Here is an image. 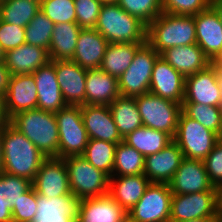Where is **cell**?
Segmentation results:
<instances>
[{"label": "cell", "instance_id": "23", "mask_svg": "<svg viewBox=\"0 0 222 222\" xmlns=\"http://www.w3.org/2000/svg\"><path fill=\"white\" fill-rule=\"evenodd\" d=\"M108 44L95 28H82L71 61L87 70L99 69Z\"/></svg>", "mask_w": 222, "mask_h": 222}, {"label": "cell", "instance_id": "9", "mask_svg": "<svg viewBox=\"0 0 222 222\" xmlns=\"http://www.w3.org/2000/svg\"><path fill=\"white\" fill-rule=\"evenodd\" d=\"M159 57L160 54L145 42L137 50L130 66L118 78L120 95L135 98L149 93L152 70Z\"/></svg>", "mask_w": 222, "mask_h": 222}, {"label": "cell", "instance_id": "22", "mask_svg": "<svg viewBox=\"0 0 222 222\" xmlns=\"http://www.w3.org/2000/svg\"><path fill=\"white\" fill-rule=\"evenodd\" d=\"M32 74L37 86L38 109L56 113L67 105L57 82L54 60L41 66Z\"/></svg>", "mask_w": 222, "mask_h": 222}, {"label": "cell", "instance_id": "13", "mask_svg": "<svg viewBox=\"0 0 222 222\" xmlns=\"http://www.w3.org/2000/svg\"><path fill=\"white\" fill-rule=\"evenodd\" d=\"M168 184L172 194L218 191L210 183L202 160L184 158Z\"/></svg>", "mask_w": 222, "mask_h": 222}, {"label": "cell", "instance_id": "34", "mask_svg": "<svg viewBox=\"0 0 222 222\" xmlns=\"http://www.w3.org/2000/svg\"><path fill=\"white\" fill-rule=\"evenodd\" d=\"M145 157L134 147L119 142L115 149L112 176H130L144 173Z\"/></svg>", "mask_w": 222, "mask_h": 222}, {"label": "cell", "instance_id": "40", "mask_svg": "<svg viewBox=\"0 0 222 222\" xmlns=\"http://www.w3.org/2000/svg\"><path fill=\"white\" fill-rule=\"evenodd\" d=\"M32 187V181L3 172L0 174V197L11 203V209L20 196Z\"/></svg>", "mask_w": 222, "mask_h": 222}, {"label": "cell", "instance_id": "53", "mask_svg": "<svg viewBox=\"0 0 222 222\" xmlns=\"http://www.w3.org/2000/svg\"><path fill=\"white\" fill-rule=\"evenodd\" d=\"M218 218H198V219H192L188 221H181V222H215Z\"/></svg>", "mask_w": 222, "mask_h": 222}, {"label": "cell", "instance_id": "11", "mask_svg": "<svg viewBox=\"0 0 222 222\" xmlns=\"http://www.w3.org/2000/svg\"><path fill=\"white\" fill-rule=\"evenodd\" d=\"M218 218V191L173 194L170 222Z\"/></svg>", "mask_w": 222, "mask_h": 222}, {"label": "cell", "instance_id": "58", "mask_svg": "<svg viewBox=\"0 0 222 222\" xmlns=\"http://www.w3.org/2000/svg\"><path fill=\"white\" fill-rule=\"evenodd\" d=\"M218 1H220V0H207V2H208L210 5H212L213 3L218 2Z\"/></svg>", "mask_w": 222, "mask_h": 222}, {"label": "cell", "instance_id": "48", "mask_svg": "<svg viewBox=\"0 0 222 222\" xmlns=\"http://www.w3.org/2000/svg\"><path fill=\"white\" fill-rule=\"evenodd\" d=\"M9 123V119L6 115L3 99L0 98V130L3 129Z\"/></svg>", "mask_w": 222, "mask_h": 222}, {"label": "cell", "instance_id": "10", "mask_svg": "<svg viewBox=\"0 0 222 222\" xmlns=\"http://www.w3.org/2000/svg\"><path fill=\"white\" fill-rule=\"evenodd\" d=\"M173 194L167 183H150L139 201L127 212L133 222H170Z\"/></svg>", "mask_w": 222, "mask_h": 222}, {"label": "cell", "instance_id": "17", "mask_svg": "<svg viewBox=\"0 0 222 222\" xmlns=\"http://www.w3.org/2000/svg\"><path fill=\"white\" fill-rule=\"evenodd\" d=\"M37 100V86L33 74L11 75L7 93L3 98L9 120L19 112L36 109Z\"/></svg>", "mask_w": 222, "mask_h": 222}, {"label": "cell", "instance_id": "35", "mask_svg": "<svg viewBox=\"0 0 222 222\" xmlns=\"http://www.w3.org/2000/svg\"><path fill=\"white\" fill-rule=\"evenodd\" d=\"M116 146L117 144L112 142L98 139H89L82 156L92 166L100 169L109 177H111L114 167Z\"/></svg>", "mask_w": 222, "mask_h": 222}, {"label": "cell", "instance_id": "51", "mask_svg": "<svg viewBox=\"0 0 222 222\" xmlns=\"http://www.w3.org/2000/svg\"><path fill=\"white\" fill-rule=\"evenodd\" d=\"M3 173V129L0 130V174Z\"/></svg>", "mask_w": 222, "mask_h": 222}, {"label": "cell", "instance_id": "43", "mask_svg": "<svg viewBox=\"0 0 222 222\" xmlns=\"http://www.w3.org/2000/svg\"><path fill=\"white\" fill-rule=\"evenodd\" d=\"M162 10L165 13L176 15H196L210 7L207 0H161Z\"/></svg>", "mask_w": 222, "mask_h": 222}, {"label": "cell", "instance_id": "57", "mask_svg": "<svg viewBox=\"0 0 222 222\" xmlns=\"http://www.w3.org/2000/svg\"><path fill=\"white\" fill-rule=\"evenodd\" d=\"M121 222H133V221L127 216Z\"/></svg>", "mask_w": 222, "mask_h": 222}, {"label": "cell", "instance_id": "31", "mask_svg": "<svg viewBox=\"0 0 222 222\" xmlns=\"http://www.w3.org/2000/svg\"><path fill=\"white\" fill-rule=\"evenodd\" d=\"M108 106L122 138L143 126L141 115L134 97L120 95Z\"/></svg>", "mask_w": 222, "mask_h": 222}, {"label": "cell", "instance_id": "30", "mask_svg": "<svg viewBox=\"0 0 222 222\" xmlns=\"http://www.w3.org/2000/svg\"><path fill=\"white\" fill-rule=\"evenodd\" d=\"M144 43H109L100 69L119 78L132 63L137 50Z\"/></svg>", "mask_w": 222, "mask_h": 222}, {"label": "cell", "instance_id": "1", "mask_svg": "<svg viewBox=\"0 0 222 222\" xmlns=\"http://www.w3.org/2000/svg\"><path fill=\"white\" fill-rule=\"evenodd\" d=\"M46 159L10 122L3 128V172L33 181Z\"/></svg>", "mask_w": 222, "mask_h": 222}, {"label": "cell", "instance_id": "55", "mask_svg": "<svg viewBox=\"0 0 222 222\" xmlns=\"http://www.w3.org/2000/svg\"><path fill=\"white\" fill-rule=\"evenodd\" d=\"M102 4H116L118 0H99Z\"/></svg>", "mask_w": 222, "mask_h": 222}, {"label": "cell", "instance_id": "27", "mask_svg": "<svg viewBox=\"0 0 222 222\" xmlns=\"http://www.w3.org/2000/svg\"><path fill=\"white\" fill-rule=\"evenodd\" d=\"M150 180L144 174L109 177V195L126 212L143 196Z\"/></svg>", "mask_w": 222, "mask_h": 222}, {"label": "cell", "instance_id": "44", "mask_svg": "<svg viewBox=\"0 0 222 222\" xmlns=\"http://www.w3.org/2000/svg\"><path fill=\"white\" fill-rule=\"evenodd\" d=\"M210 183L222 187V138L214 145L213 150L203 160Z\"/></svg>", "mask_w": 222, "mask_h": 222}, {"label": "cell", "instance_id": "41", "mask_svg": "<svg viewBox=\"0 0 222 222\" xmlns=\"http://www.w3.org/2000/svg\"><path fill=\"white\" fill-rule=\"evenodd\" d=\"M76 23L84 29L95 28L101 6L99 0H74Z\"/></svg>", "mask_w": 222, "mask_h": 222}, {"label": "cell", "instance_id": "42", "mask_svg": "<svg viewBox=\"0 0 222 222\" xmlns=\"http://www.w3.org/2000/svg\"><path fill=\"white\" fill-rule=\"evenodd\" d=\"M13 222H32L37 213L36 191L31 187L12 207Z\"/></svg>", "mask_w": 222, "mask_h": 222}, {"label": "cell", "instance_id": "33", "mask_svg": "<svg viewBox=\"0 0 222 222\" xmlns=\"http://www.w3.org/2000/svg\"><path fill=\"white\" fill-rule=\"evenodd\" d=\"M40 11V2L34 0H1L0 20L19 27H26Z\"/></svg>", "mask_w": 222, "mask_h": 222}, {"label": "cell", "instance_id": "36", "mask_svg": "<svg viewBox=\"0 0 222 222\" xmlns=\"http://www.w3.org/2000/svg\"><path fill=\"white\" fill-rule=\"evenodd\" d=\"M182 111L190 118L198 121L205 128L215 132L222 138L221 107L203 105L200 103H183Z\"/></svg>", "mask_w": 222, "mask_h": 222}, {"label": "cell", "instance_id": "5", "mask_svg": "<svg viewBox=\"0 0 222 222\" xmlns=\"http://www.w3.org/2000/svg\"><path fill=\"white\" fill-rule=\"evenodd\" d=\"M71 193L78 199L109 193V176L92 166L82 155L64 158Z\"/></svg>", "mask_w": 222, "mask_h": 222}, {"label": "cell", "instance_id": "29", "mask_svg": "<svg viewBox=\"0 0 222 222\" xmlns=\"http://www.w3.org/2000/svg\"><path fill=\"white\" fill-rule=\"evenodd\" d=\"M81 29L77 23L55 24L48 50L50 60H71Z\"/></svg>", "mask_w": 222, "mask_h": 222}, {"label": "cell", "instance_id": "54", "mask_svg": "<svg viewBox=\"0 0 222 222\" xmlns=\"http://www.w3.org/2000/svg\"><path fill=\"white\" fill-rule=\"evenodd\" d=\"M213 62L222 67V52L219 54V56Z\"/></svg>", "mask_w": 222, "mask_h": 222}, {"label": "cell", "instance_id": "49", "mask_svg": "<svg viewBox=\"0 0 222 222\" xmlns=\"http://www.w3.org/2000/svg\"><path fill=\"white\" fill-rule=\"evenodd\" d=\"M211 65L215 68V72L217 75V84L220 89V95L222 98V67L215 64L213 61H211Z\"/></svg>", "mask_w": 222, "mask_h": 222}, {"label": "cell", "instance_id": "52", "mask_svg": "<svg viewBox=\"0 0 222 222\" xmlns=\"http://www.w3.org/2000/svg\"><path fill=\"white\" fill-rule=\"evenodd\" d=\"M218 220L222 222V187L218 188Z\"/></svg>", "mask_w": 222, "mask_h": 222}, {"label": "cell", "instance_id": "14", "mask_svg": "<svg viewBox=\"0 0 222 222\" xmlns=\"http://www.w3.org/2000/svg\"><path fill=\"white\" fill-rule=\"evenodd\" d=\"M57 82L67 105H85L87 69L71 60H54Z\"/></svg>", "mask_w": 222, "mask_h": 222}, {"label": "cell", "instance_id": "15", "mask_svg": "<svg viewBox=\"0 0 222 222\" xmlns=\"http://www.w3.org/2000/svg\"><path fill=\"white\" fill-rule=\"evenodd\" d=\"M183 103H200L221 107L222 98L217 84L215 68L209 65L205 70L185 77Z\"/></svg>", "mask_w": 222, "mask_h": 222}, {"label": "cell", "instance_id": "47", "mask_svg": "<svg viewBox=\"0 0 222 222\" xmlns=\"http://www.w3.org/2000/svg\"><path fill=\"white\" fill-rule=\"evenodd\" d=\"M11 210V203L0 197V222H13Z\"/></svg>", "mask_w": 222, "mask_h": 222}, {"label": "cell", "instance_id": "20", "mask_svg": "<svg viewBox=\"0 0 222 222\" xmlns=\"http://www.w3.org/2000/svg\"><path fill=\"white\" fill-rule=\"evenodd\" d=\"M37 213L32 222H76L80 199L73 194L47 198L36 193Z\"/></svg>", "mask_w": 222, "mask_h": 222}, {"label": "cell", "instance_id": "21", "mask_svg": "<svg viewBox=\"0 0 222 222\" xmlns=\"http://www.w3.org/2000/svg\"><path fill=\"white\" fill-rule=\"evenodd\" d=\"M194 16L196 44L214 61L222 52V26L216 12L209 7Z\"/></svg>", "mask_w": 222, "mask_h": 222}, {"label": "cell", "instance_id": "19", "mask_svg": "<svg viewBox=\"0 0 222 222\" xmlns=\"http://www.w3.org/2000/svg\"><path fill=\"white\" fill-rule=\"evenodd\" d=\"M184 155L172 141L162 150L145 157L144 175L151 183H169L181 165Z\"/></svg>", "mask_w": 222, "mask_h": 222}, {"label": "cell", "instance_id": "12", "mask_svg": "<svg viewBox=\"0 0 222 222\" xmlns=\"http://www.w3.org/2000/svg\"><path fill=\"white\" fill-rule=\"evenodd\" d=\"M32 187L47 198L72 194L64 159L47 158L36 173Z\"/></svg>", "mask_w": 222, "mask_h": 222}, {"label": "cell", "instance_id": "16", "mask_svg": "<svg viewBox=\"0 0 222 222\" xmlns=\"http://www.w3.org/2000/svg\"><path fill=\"white\" fill-rule=\"evenodd\" d=\"M149 92L161 98L183 104L185 77L160 56L152 70Z\"/></svg>", "mask_w": 222, "mask_h": 222}, {"label": "cell", "instance_id": "50", "mask_svg": "<svg viewBox=\"0 0 222 222\" xmlns=\"http://www.w3.org/2000/svg\"><path fill=\"white\" fill-rule=\"evenodd\" d=\"M210 7L216 12L222 26V0L213 3Z\"/></svg>", "mask_w": 222, "mask_h": 222}, {"label": "cell", "instance_id": "45", "mask_svg": "<svg viewBox=\"0 0 222 222\" xmlns=\"http://www.w3.org/2000/svg\"><path fill=\"white\" fill-rule=\"evenodd\" d=\"M26 43L25 27H19L0 20V45L6 52Z\"/></svg>", "mask_w": 222, "mask_h": 222}, {"label": "cell", "instance_id": "37", "mask_svg": "<svg viewBox=\"0 0 222 222\" xmlns=\"http://www.w3.org/2000/svg\"><path fill=\"white\" fill-rule=\"evenodd\" d=\"M54 23L39 11L25 27L26 43L49 50Z\"/></svg>", "mask_w": 222, "mask_h": 222}, {"label": "cell", "instance_id": "18", "mask_svg": "<svg viewBox=\"0 0 222 222\" xmlns=\"http://www.w3.org/2000/svg\"><path fill=\"white\" fill-rule=\"evenodd\" d=\"M81 113L89 139L115 144L123 141L108 105H81Z\"/></svg>", "mask_w": 222, "mask_h": 222}, {"label": "cell", "instance_id": "8", "mask_svg": "<svg viewBox=\"0 0 222 222\" xmlns=\"http://www.w3.org/2000/svg\"><path fill=\"white\" fill-rule=\"evenodd\" d=\"M59 132V158L83 155L89 141L81 106L66 105L55 113Z\"/></svg>", "mask_w": 222, "mask_h": 222}, {"label": "cell", "instance_id": "46", "mask_svg": "<svg viewBox=\"0 0 222 222\" xmlns=\"http://www.w3.org/2000/svg\"><path fill=\"white\" fill-rule=\"evenodd\" d=\"M11 73L4 62H0V98H4L7 93Z\"/></svg>", "mask_w": 222, "mask_h": 222}, {"label": "cell", "instance_id": "26", "mask_svg": "<svg viewBox=\"0 0 222 222\" xmlns=\"http://www.w3.org/2000/svg\"><path fill=\"white\" fill-rule=\"evenodd\" d=\"M160 56L184 77L205 70L211 65L210 59L197 44L171 47Z\"/></svg>", "mask_w": 222, "mask_h": 222}, {"label": "cell", "instance_id": "25", "mask_svg": "<svg viewBox=\"0 0 222 222\" xmlns=\"http://www.w3.org/2000/svg\"><path fill=\"white\" fill-rule=\"evenodd\" d=\"M50 60L48 50L24 43L5 52L4 63L11 75L32 74Z\"/></svg>", "mask_w": 222, "mask_h": 222}, {"label": "cell", "instance_id": "28", "mask_svg": "<svg viewBox=\"0 0 222 222\" xmlns=\"http://www.w3.org/2000/svg\"><path fill=\"white\" fill-rule=\"evenodd\" d=\"M118 96V78L100 68L87 70L85 105H109Z\"/></svg>", "mask_w": 222, "mask_h": 222}, {"label": "cell", "instance_id": "24", "mask_svg": "<svg viewBox=\"0 0 222 222\" xmlns=\"http://www.w3.org/2000/svg\"><path fill=\"white\" fill-rule=\"evenodd\" d=\"M128 213L109 195L80 200L76 222H121Z\"/></svg>", "mask_w": 222, "mask_h": 222}, {"label": "cell", "instance_id": "7", "mask_svg": "<svg viewBox=\"0 0 222 222\" xmlns=\"http://www.w3.org/2000/svg\"><path fill=\"white\" fill-rule=\"evenodd\" d=\"M143 126L163 131L174 138L182 104L161 98L152 93L135 97Z\"/></svg>", "mask_w": 222, "mask_h": 222}, {"label": "cell", "instance_id": "6", "mask_svg": "<svg viewBox=\"0 0 222 222\" xmlns=\"http://www.w3.org/2000/svg\"><path fill=\"white\" fill-rule=\"evenodd\" d=\"M220 139L215 132L181 111L173 141L181 149L184 158L203 161Z\"/></svg>", "mask_w": 222, "mask_h": 222}, {"label": "cell", "instance_id": "3", "mask_svg": "<svg viewBox=\"0 0 222 222\" xmlns=\"http://www.w3.org/2000/svg\"><path fill=\"white\" fill-rule=\"evenodd\" d=\"M147 43L158 54L171 47L196 44L194 16L162 12L147 26Z\"/></svg>", "mask_w": 222, "mask_h": 222}, {"label": "cell", "instance_id": "4", "mask_svg": "<svg viewBox=\"0 0 222 222\" xmlns=\"http://www.w3.org/2000/svg\"><path fill=\"white\" fill-rule=\"evenodd\" d=\"M95 29L109 43L147 42V25L124 11L117 3L101 6Z\"/></svg>", "mask_w": 222, "mask_h": 222}, {"label": "cell", "instance_id": "39", "mask_svg": "<svg viewBox=\"0 0 222 222\" xmlns=\"http://www.w3.org/2000/svg\"><path fill=\"white\" fill-rule=\"evenodd\" d=\"M40 11L54 24L76 23L74 0H42Z\"/></svg>", "mask_w": 222, "mask_h": 222}, {"label": "cell", "instance_id": "32", "mask_svg": "<svg viewBox=\"0 0 222 222\" xmlns=\"http://www.w3.org/2000/svg\"><path fill=\"white\" fill-rule=\"evenodd\" d=\"M173 138L163 131L141 126L123 138V142L134 147L144 157L162 150Z\"/></svg>", "mask_w": 222, "mask_h": 222}, {"label": "cell", "instance_id": "38", "mask_svg": "<svg viewBox=\"0 0 222 222\" xmlns=\"http://www.w3.org/2000/svg\"><path fill=\"white\" fill-rule=\"evenodd\" d=\"M117 4L147 26L163 12L161 0H118Z\"/></svg>", "mask_w": 222, "mask_h": 222}, {"label": "cell", "instance_id": "56", "mask_svg": "<svg viewBox=\"0 0 222 222\" xmlns=\"http://www.w3.org/2000/svg\"><path fill=\"white\" fill-rule=\"evenodd\" d=\"M5 59V51L2 49L0 45V62H4Z\"/></svg>", "mask_w": 222, "mask_h": 222}, {"label": "cell", "instance_id": "2", "mask_svg": "<svg viewBox=\"0 0 222 222\" xmlns=\"http://www.w3.org/2000/svg\"><path fill=\"white\" fill-rule=\"evenodd\" d=\"M9 122L47 158H59V132L55 113L30 109L17 113Z\"/></svg>", "mask_w": 222, "mask_h": 222}]
</instances>
